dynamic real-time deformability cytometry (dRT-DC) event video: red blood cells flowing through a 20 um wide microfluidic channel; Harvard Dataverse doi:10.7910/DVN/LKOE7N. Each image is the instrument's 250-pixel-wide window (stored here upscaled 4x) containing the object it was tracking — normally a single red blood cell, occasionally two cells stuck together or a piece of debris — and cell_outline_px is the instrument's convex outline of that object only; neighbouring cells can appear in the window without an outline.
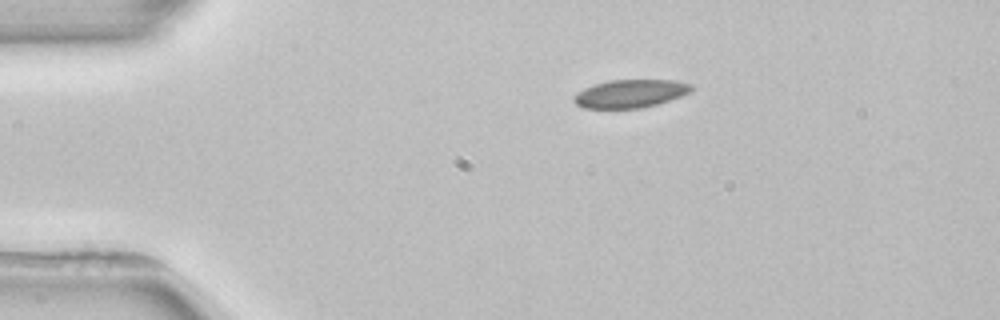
{"species": "common noctule bat (a hibernating species)", "species_latin": "Nyctalus noctula", "temperature_condition": "room temperature", "stored_images_in_passage": 2, "camera_frame_rate_fps": 3000, "um_per_image_px": 0.085, "animal": {"sex": "female", "body_mass_g": 22.7, "forearm_length_mm": 54.2}, "frame": {"image": 1, "passage_image": 1, "time_ms": 0.0, "image_size_px": [1000, 320], "cell_outline_px": [[692, 88], [688, 92], [680, 96], [656, 104], [640, 108], [584, 108], [576, 104], [572, 100], [584, 88], [608, 80], [672, 80], [692, 84]], "centroid_in_image_um": [53.57, 7.95], "position_along_channel_um": 31.4, "area_um2": 18.84}}